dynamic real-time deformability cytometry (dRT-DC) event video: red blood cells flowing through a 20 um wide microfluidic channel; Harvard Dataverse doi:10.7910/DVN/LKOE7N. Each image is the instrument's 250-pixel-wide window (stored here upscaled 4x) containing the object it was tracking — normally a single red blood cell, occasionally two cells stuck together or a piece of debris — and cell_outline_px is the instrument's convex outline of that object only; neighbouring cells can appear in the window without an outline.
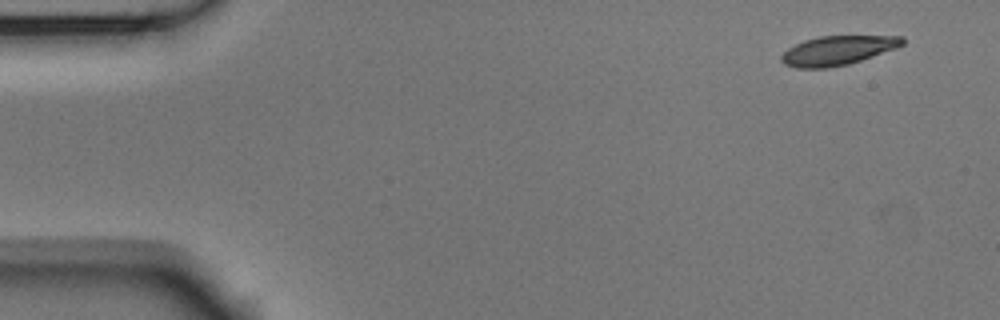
{"species": "Egyptian fruit bat (a non-hibernating species)", "species_latin": "Rousettus aegyptiacus", "temperature_condition": "room temperature", "stored_images_in_passage": 5, "camera_frame_rate_fps": 3000, "um_per_image_px": 0.085, "animal": {"sex": "male"}, "frame": {"image": 1, "passage_image": 1, "time_ms": 0.0, "image_size_px": [1000, 320], "cell_outline_px": [[904, 44], [896, 48], [848, 64], [828, 68], [796, 68], [784, 64], [780, 60], [780, 56], [788, 48], [804, 40], [820, 36], [904, 36]], "centroid_in_image_um": [71.17, 4.29], "position_along_channel_um": 13.8, "area_um2": 20.52}}
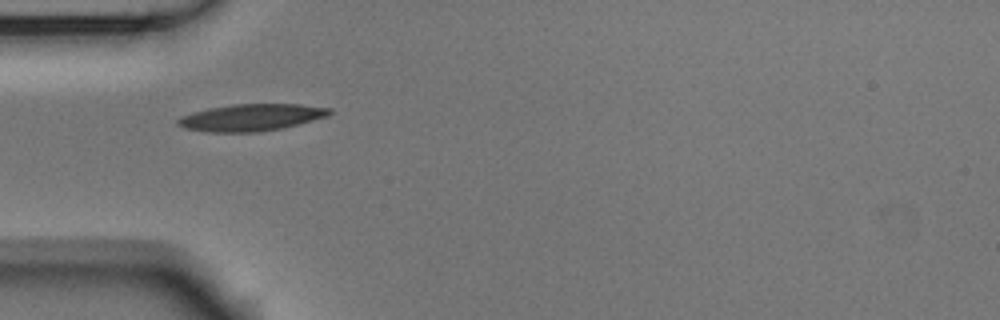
{"frame": {"image": 2, "passage_image": 4, "time_ms": 1.0, "image_size_px": [1000, 320], "cell_outline_px": [[332, 112], [328, 116], [284, 128], [260, 132], [204, 132], [184, 128], [176, 124], [176, 120], [180, 116], [192, 112], [208, 108], [232, 104], [300, 104], [332, 108]], "centroid_in_image_um": [21.34, 9.99], "position_along_channel_um": 63.7, "area_um2": 24.1}}
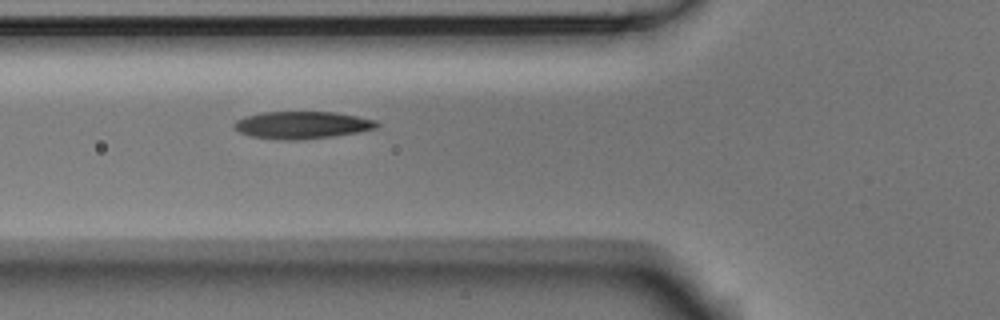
{"frame": {"image": 3, "passage_image": 5, "time_ms": 1.333, "image_size_px": [1000, 320], "cell_outline_px": [[380, 124], [376, 128], [360, 132], [332, 136], [296, 140], [284, 140], [248, 136], [232, 128], [232, 124], [236, 120], [248, 116], [264, 112], [332, 112], [356, 116], [376, 120]], "centroid_in_image_um": [25.65, 10.63], "position_along_channel_um": 100.1, "area_um2": 22.66}}